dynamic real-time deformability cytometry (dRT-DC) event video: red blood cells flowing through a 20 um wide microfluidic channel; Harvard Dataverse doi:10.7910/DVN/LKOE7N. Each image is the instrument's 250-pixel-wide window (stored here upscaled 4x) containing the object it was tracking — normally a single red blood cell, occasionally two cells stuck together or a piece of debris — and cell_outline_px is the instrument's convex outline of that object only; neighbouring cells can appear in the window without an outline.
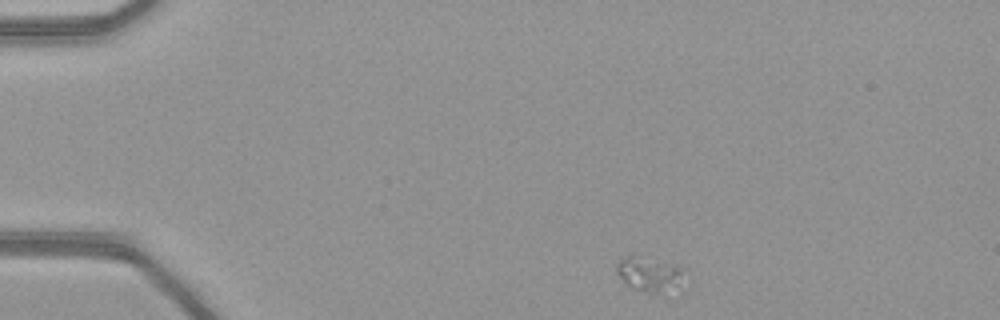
{"species": "common noctule bat (a hibernating species)", "species_latin": "Nyctalus noctula", "temperature_condition": "warm", "stored_images_in_passage": 44, "camera_frame_rate_fps": 3000, "um_per_image_px": 0.085, "animal": {"sex": "female", "body_mass_g": 21.9}, "frame": {"image": 1, "passage_image": 1, "time_ms": 0.0, "image_size_px": [1000, 320], "cell_outline_px": [[680, 272], [676, 284], [652, 296], [628, 284], [616, 272], [616, 264], [620, 260], [632, 252], [680, 268]], "centroid_in_image_um": [55.01, 23.25], "position_along_channel_um": 30.0, "area_um2": 12.77}}
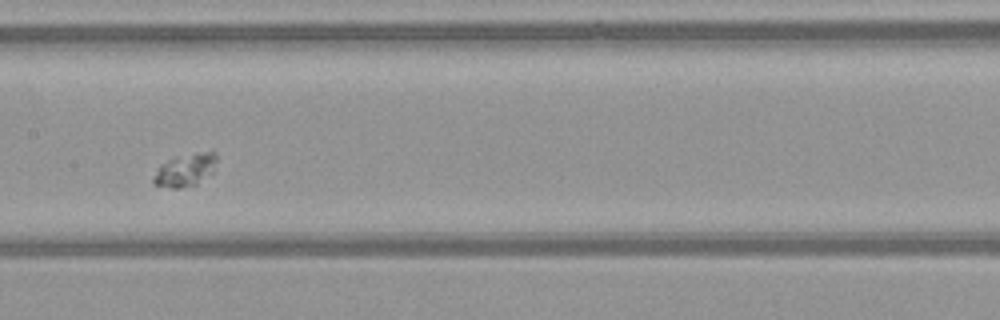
{"frame": {"image": 2, "passage_image": 19, "time_ms": 6.0, "image_size_px": [1000, 320], "cell_outline_px": [[216, 160], [212, 172], [196, 184], [180, 188], [172, 188], [152, 184], [152, 180], [160, 164], [176, 156], [212, 148], [216, 152]], "centroid_in_image_um": [15.77, 14.4], "position_along_channel_um": 191.6, "area_um2": 12.31}}
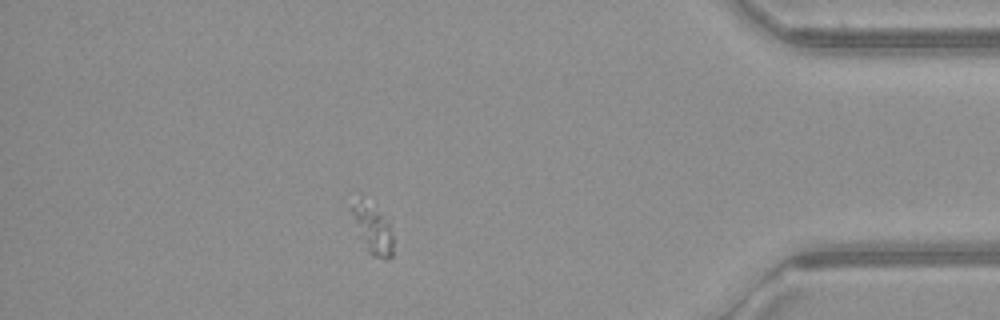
{"frame": {"image": 3, "passage_image": 38, "time_ms": 12.333, "image_size_px": [1000, 320], "cell_outline_px": [[392, 256], [388, 260], [384, 260], [372, 256], [368, 252], [348, 208], [364, 208], [388, 216], [392, 236]], "centroid_in_image_um": [31.79, 19.72], "position_along_channel_um": 403.4, "area_um2": 10.58}}